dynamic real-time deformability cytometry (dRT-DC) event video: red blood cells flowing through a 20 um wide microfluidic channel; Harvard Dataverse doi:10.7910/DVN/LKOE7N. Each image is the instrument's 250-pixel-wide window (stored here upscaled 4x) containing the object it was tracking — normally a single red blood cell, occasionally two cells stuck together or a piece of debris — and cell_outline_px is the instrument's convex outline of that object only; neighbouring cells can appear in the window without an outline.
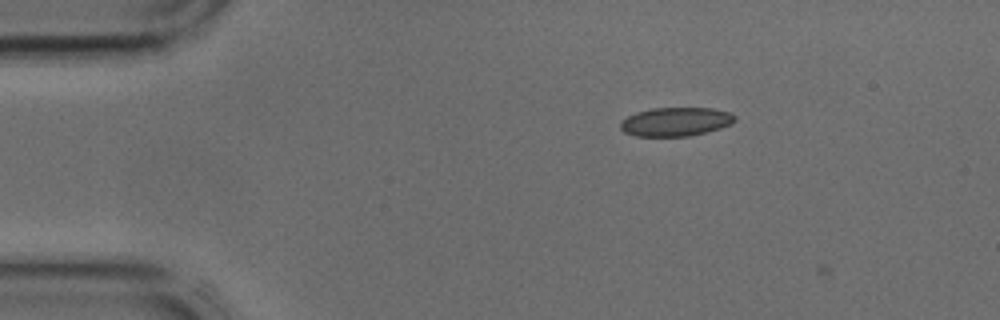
{"species": "common noctule bat (a hibernating species)", "species_latin": "Nyctalus noctula", "temperature_condition": "cold", "stored_images_in_passage": 6, "camera_frame_rate_fps": 3000, "um_per_image_px": 0.085, "animal": {"sex": "male", "body_mass_g": 17.9, "forearm_length_mm": 54.2}, "frame": {"image": 1, "passage_image": 5, "time_ms": 1.333, "image_size_px": [1000, 320], "cell_outline_px": [[736, 120], [732, 124], [720, 128], [688, 136], [636, 136], [624, 132], [620, 128], [620, 120], [636, 112], [652, 108], [712, 108], [728, 112], [736, 116]], "centroid_in_image_um": [57.42, 10.34], "position_along_channel_um": 27.6, "area_um2": 19.19}}